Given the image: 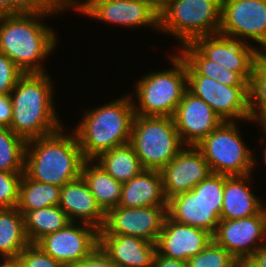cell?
Returning a JSON list of instances; mask_svg holds the SVG:
<instances>
[{
	"mask_svg": "<svg viewBox=\"0 0 266 267\" xmlns=\"http://www.w3.org/2000/svg\"><path fill=\"white\" fill-rule=\"evenodd\" d=\"M0 16H7V0H0Z\"/></svg>",
	"mask_w": 266,
	"mask_h": 267,
	"instance_id": "43",
	"label": "cell"
},
{
	"mask_svg": "<svg viewBox=\"0 0 266 267\" xmlns=\"http://www.w3.org/2000/svg\"><path fill=\"white\" fill-rule=\"evenodd\" d=\"M94 161L121 183L128 182L144 170L130 143L103 152Z\"/></svg>",
	"mask_w": 266,
	"mask_h": 267,
	"instance_id": "25",
	"label": "cell"
},
{
	"mask_svg": "<svg viewBox=\"0 0 266 267\" xmlns=\"http://www.w3.org/2000/svg\"><path fill=\"white\" fill-rule=\"evenodd\" d=\"M261 131L263 132V134H262L263 137L261 135V138L259 139L260 140L259 143H262V142L265 143V147L264 146L262 147V149L264 148L263 151H262L263 152V154H262L263 155V159L262 160L264 161V165H266V142H265L266 141V137H265V135H266V125H261V130L259 132H261Z\"/></svg>",
	"mask_w": 266,
	"mask_h": 267,
	"instance_id": "42",
	"label": "cell"
},
{
	"mask_svg": "<svg viewBox=\"0 0 266 267\" xmlns=\"http://www.w3.org/2000/svg\"><path fill=\"white\" fill-rule=\"evenodd\" d=\"M52 80L47 72L23 74L9 94L12 105L9 128L26 141L52 134L64 126L55 111L56 90Z\"/></svg>",
	"mask_w": 266,
	"mask_h": 267,
	"instance_id": "2",
	"label": "cell"
},
{
	"mask_svg": "<svg viewBox=\"0 0 266 267\" xmlns=\"http://www.w3.org/2000/svg\"><path fill=\"white\" fill-rule=\"evenodd\" d=\"M166 216L167 206H117L105 213V223L99 234L135 236L156 243Z\"/></svg>",
	"mask_w": 266,
	"mask_h": 267,
	"instance_id": "14",
	"label": "cell"
},
{
	"mask_svg": "<svg viewBox=\"0 0 266 267\" xmlns=\"http://www.w3.org/2000/svg\"><path fill=\"white\" fill-rule=\"evenodd\" d=\"M23 74L10 58L0 52V95H9Z\"/></svg>",
	"mask_w": 266,
	"mask_h": 267,
	"instance_id": "36",
	"label": "cell"
},
{
	"mask_svg": "<svg viewBox=\"0 0 266 267\" xmlns=\"http://www.w3.org/2000/svg\"><path fill=\"white\" fill-rule=\"evenodd\" d=\"M23 173L0 171V209L17 206Z\"/></svg>",
	"mask_w": 266,
	"mask_h": 267,
	"instance_id": "34",
	"label": "cell"
},
{
	"mask_svg": "<svg viewBox=\"0 0 266 267\" xmlns=\"http://www.w3.org/2000/svg\"><path fill=\"white\" fill-rule=\"evenodd\" d=\"M192 43L209 60L237 72L250 83L255 63L261 54L255 45L219 33L197 37Z\"/></svg>",
	"mask_w": 266,
	"mask_h": 267,
	"instance_id": "16",
	"label": "cell"
},
{
	"mask_svg": "<svg viewBox=\"0 0 266 267\" xmlns=\"http://www.w3.org/2000/svg\"><path fill=\"white\" fill-rule=\"evenodd\" d=\"M29 244L23 214L16 207L0 209L1 258H17L19 253Z\"/></svg>",
	"mask_w": 266,
	"mask_h": 267,
	"instance_id": "26",
	"label": "cell"
},
{
	"mask_svg": "<svg viewBox=\"0 0 266 267\" xmlns=\"http://www.w3.org/2000/svg\"><path fill=\"white\" fill-rule=\"evenodd\" d=\"M54 14L58 17L61 12L0 16V52L24 74L46 73L44 61L58 48L59 38L44 20Z\"/></svg>",
	"mask_w": 266,
	"mask_h": 267,
	"instance_id": "1",
	"label": "cell"
},
{
	"mask_svg": "<svg viewBox=\"0 0 266 267\" xmlns=\"http://www.w3.org/2000/svg\"><path fill=\"white\" fill-rule=\"evenodd\" d=\"M153 267H187V262L179 259H170L156 252Z\"/></svg>",
	"mask_w": 266,
	"mask_h": 267,
	"instance_id": "39",
	"label": "cell"
},
{
	"mask_svg": "<svg viewBox=\"0 0 266 267\" xmlns=\"http://www.w3.org/2000/svg\"><path fill=\"white\" fill-rule=\"evenodd\" d=\"M153 2L158 8L165 2V0H150Z\"/></svg>",
	"mask_w": 266,
	"mask_h": 267,
	"instance_id": "44",
	"label": "cell"
},
{
	"mask_svg": "<svg viewBox=\"0 0 266 267\" xmlns=\"http://www.w3.org/2000/svg\"><path fill=\"white\" fill-rule=\"evenodd\" d=\"M67 131L63 126L52 134L27 141L24 162L27 177L62 187L81 176L85 158L76 135Z\"/></svg>",
	"mask_w": 266,
	"mask_h": 267,
	"instance_id": "3",
	"label": "cell"
},
{
	"mask_svg": "<svg viewBox=\"0 0 266 267\" xmlns=\"http://www.w3.org/2000/svg\"><path fill=\"white\" fill-rule=\"evenodd\" d=\"M247 261L253 267H266V244L259 247Z\"/></svg>",
	"mask_w": 266,
	"mask_h": 267,
	"instance_id": "40",
	"label": "cell"
},
{
	"mask_svg": "<svg viewBox=\"0 0 266 267\" xmlns=\"http://www.w3.org/2000/svg\"><path fill=\"white\" fill-rule=\"evenodd\" d=\"M180 55L201 75L226 86H249L237 73L209 60L192 42L179 47Z\"/></svg>",
	"mask_w": 266,
	"mask_h": 267,
	"instance_id": "27",
	"label": "cell"
},
{
	"mask_svg": "<svg viewBox=\"0 0 266 267\" xmlns=\"http://www.w3.org/2000/svg\"><path fill=\"white\" fill-rule=\"evenodd\" d=\"M21 267H65L61 262L54 260L37 244H29L17 257Z\"/></svg>",
	"mask_w": 266,
	"mask_h": 267,
	"instance_id": "35",
	"label": "cell"
},
{
	"mask_svg": "<svg viewBox=\"0 0 266 267\" xmlns=\"http://www.w3.org/2000/svg\"><path fill=\"white\" fill-rule=\"evenodd\" d=\"M70 10L69 0H7V15L17 13L63 12Z\"/></svg>",
	"mask_w": 266,
	"mask_h": 267,
	"instance_id": "33",
	"label": "cell"
},
{
	"mask_svg": "<svg viewBox=\"0 0 266 267\" xmlns=\"http://www.w3.org/2000/svg\"><path fill=\"white\" fill-rule=\"evenodd\" d=\"M26 145L9 127L0 126V171L24 172Z\"/></svg>",
	"mask_w": 266,
	"mask_h": 267,
	"instance_id": "31",
	"label": "cell"
},
{
	"mask_svg": "<svg viewBox=\"0 0 266 267\" xmlns=\"http://www.w3.org/2000/svg\"><path fill=\"white\" fill-rule=\"evenodd\" d=\"M69 267H117L110 257L97 246L87 257Z\"/></svg>",
	"mask_w": 266,
	"mask_h": 267,
	"instance_id": "37",
	"label": "cell"
},
{
	"mask_svg": "<svg viewBox=\"0 0 266 267\" xmlns=\"http://www.w3.org/2000/svg\"><path fill=\"white\" fill-rule=\"evenodd\" d=\"M240 263L212 240L201 252L187 260V267H239Z\"/></svg>",
	"mask_w": 266,
	"mask_h": 267,
	"instance_id": "32",
	"label": "cell"
},
{
	"mask_svg": "<svg viewBox=\"0 0 266 267\" xmlns=\"http://www.w3.org/2000/svg\"><path fill=\"white\" fill-rule=\"evenodd\" d=\"M213 240L204 229L181 224L165 217L156 241V252L170 259L187 260L201 252Z\"/></svg>",
	"mask_w": 266,
	"mask_h": 267,
	"instance_id": "19",
	"label": "cell"
},
{
	"mask_svg": "<svg viewBox=\"0 0 266 267\" xmlns=\"http://www.w3.org/2000/svg\"><path fill=\"white\" fill-rule=\"evenodd\" d=\"M167 58L172 68L145 74L135 83V93H129L136 115L174 116L187 90L186 60L175 52ZM134 95L137 102L133 100Z\"/></svg>",
	"mask_w": 266,
	"mask_h": 267,
	"instance_id": "5",
	"label": "cell"
},
{
	"mask_svg": "<svg viewBox=\"0 0 266 267\" xmlns=\"http://www.w3.org/2000/svg\"><path fill=\"white\" fill-rule=\"evenodd\" d=\"M219 34L266 53V0H222Z\"/></svg>",
	"mask_w": 266,
	"mask_h": 267,
	"instance_id": "12",
	"label": "cell"
},
{
	"mask_svg": "<svg viewBox=\"0 0 266 267\" xmlns=\"http://www.w3.org/2000/svg\"><path fill=\"white\" fill-rule=\"evenodd\" d=\"M212 238L239 262L247 261L259 247L266 244L265 208L254 216L220 220Z\"/></svg>",
	"mask_w": 266,
	"mask_h": 267,
	"instance_id": "13",
	"label": "cell"
},
{
	"mask_svg": "<svg viewBox=\"0 0 266 267\" xmlns=\"http://www.w3.org/2000/svg\"><path fill=\"white\" fill-rule=\"evenodd\" d=\"M128 94L85 110L84 117L71 129L85 160H94L101 153L130 142L135 111Z\"/></svg>",
	"mask_w": 266,
	"mask_h": 267,
	"instance_id": "4",
	"label": "cell"
},
{
	"mask_svg": "<svg viewBox=\"0 0 266 267\" xmlns=\"http://www.w3.org/2000/svg\"><path fill=\"white\" fill-rule=\"evenodd\" d=\"M144 169L161 171L186 145L173 117L134 116L129 142Z\"/></svg>",
	"mask_w": 266,
	"mask_h": 267,
	"instance_id": "8",
	"label": "cell"
},
{
	"mask_svg": "<svg viewBox=\"0 0 266 267\" xmlns=\"http://www.w3.org/2000/svg\"><path fill=\"white\" fill-rule=\"evenodd\" d=\"M99 246L117 267H153L155 243L135 236L99 234Z\"/></svg>",
	"mask_w": 266,
	"mask_h": 267,
	"instance_id": "21",
	"label": "cell"
},
{
	"mask_svg": "<svg viewBox=\"0 0 266 267\" xmlns=\"http://www.w3.org/2000/svg\"><path fill=\"white\" fill-rule=\"evenodd\" d=\"M58 206L66 213L70 222L86 223L98 230L103 228L105 212L96 203L82 176L61 187Z\"/></svg>",
	"mask_w": 266,
	"mask_h": 267,
	"instance_id": "20",
	"label": "cell"
},
{
	"mask_svg": "<svg viewBox=\"0 0 266 267\" xmlns=\"http://www.w3.org/2000/svg\"><path fill=\"white\" fill-rule=\"evenodd\" d=\"M12 121V105L9 95H0V126L9 127Z\"/></svg>",
	"mask_w": 266,
	"mask_h": 267,
	"instance_id": "38",
	"label": "cell"
},
{
	"mask_svg": "<svg viewBox=\"0 0 266 267\" xmlns=\"http://www.w3.org/2000/svg\"><path fill=\"white\" fill-rule=\"evenodd\" d=\"M60 191L61 187L58 185L35 181L23 173L16 208L24 216L28 211L58 205Z\"/></svg>",
	"mask_w": 266,
	"mask_h": 267,
	"instance_id": "28",
	"label": "cell"
},
{
	"mask_svg": "<svg viewBox=\"0 0 266 267\" xmlns=\"http://www.w3.org/2000/svg\"><path fill=\"white\" fill-rule=\"evenodd\" d=\"M239 267H253L248 261H244L240 263Z\"/></svg>",
	"mask_w": 266,
	"mask_h": 267,
	"instance_id": "45",
	"label": "cell"
},
{
	"mask_svg": "<svg viewBox=\"0 0 266 267\" xmlns=\"http://www.w3.org/2000/svg\"><path fill=\"white\" fill-rule=\"evenodd\" d=\"M176 129L185 145L196 146L223 121L212 108L188 89L173 116Z\"/></svg>",
	"mask_w": 266,
	"mask_h": 267,
	"instance_id": "18",
	"label": "cell"
},
{
	"mask_svg": "<svg viewBox=\"0 0 266 267\" xmlns=\"http://www.w3.org/2000/svg\"><path fill=\"white\" fill-rule=\"evenodd\" d=\"M222 0H167L159 7V31L181 47L197 37L219 33Z\"/></svg>",
	"mask_w": 266,
	"mask_h": 267,
	"instance_id": "6",
	"label": "cell"
},
{
	"mask_svg": "<svg viewBox=\"0 0 266 267\" xmlns=\"http://www.w3.org/2000/svg\"><path fill=\"white\" fill-rule=\"evenodd\" d=\"M163 192L172 196L193 190L212 172L196 146L186 145L161 171Z\"/></svg>",
	"mask_w": 266,
	"mask_h": 267,
	"instance_id": "17",
	"label": "cell"
},
{
	"mask_svg": "<svg viewBox=\"0 0 266 267\" xmlns=\"http://www.w3.org/2000/svg\"><path fill=\"white\" fill-rule=\"evenodd\" d=\"M226 175L211 173L193 190L167 200V216L175 222L214 234L223 206Z\"/></svg>",
	"mask_w": 266,
	"mask_h": 267,
	"instance_id": "7",
	"label": "cell"
},
{
	"mask_svg": "<svg viewBox=\"0 0 266 267\" xmlns=\"http://www.w3.org/2000/svg\"><path fill=\"white\" fill-rule=\"evenodd\" d=\"M84 16L127 28L152 27L159 31V8L150 0H69Z\"/></svg>",
	"mask_w": 266,
	"mask_h": 267,
	"instance_id": "10",
	"label": "cell"
},
{
	"mask_svg": "<svg viewBox=\"0 0 266 267\" xmlns=\"http://www.w3.org/2000/svg\"><path fill=\"white\" fill-rule=\"evenodd\" d=\"M187 89L203 99L222 121L252 122L249 111V86H226L201 76L187 61Z\"/></svg>",
	"mask_w": 266,
	"mask_h": 267,
	"instance_id": "11",
	"label": "cell"
},
{
	"mask_svg": "<svg viewBox=\"0 0 266 267\" xmlns=\"http://www.w3.org/2000/svg\"><path fill=\"white\" fill-rule=\"evenodd\" d=\"M253 174L226 175L220 220H233L254 216L264 208V202L252 192Z\"/></svg>",
	"mask_w": 266,
	"mask_h": 267,
	"instance_id": "22",
	"label": "cell"
},
{
	"mask_svg": "<svg viewBox=\"0 0 266 267\" xmlns=\"http://www.w3.org/2000/svg\"><path fill=\"white\" fill-rule=\"evenodd\" d=\"M81 176L95 197L96 203L105 213L118 206L123 183L116 181L94 160L83 162Z\"/></svg>",
	"mask_w": 266,
	"mask_h": 267,
	"instance_id": "24",
	"label": "cell"
},
{
	"mask_svg": "<svg viewBox=\"0 0 266 267\" xmlns=\"http://www.w3.org/2000/svg\"><path fill=\"white\" fill-rule=\"evenodd\" d=\"M0 267H21L18 258H0Z\"/></svg>",
	"mask_w": 266,
	"mask_h": 267,
	"instance_id": "41",
	"label": "cell"
},
{
	"mask_svg": "<svg viewBox=\"0 0 266 267\" xmlns=\"http://www.w3.org/2000/svg\"><path fill=\"white\" fill-rule=\"evenodd\" d=\"M118 206L124 208L167 206L160 171L144 169L123 183Z\"/></svg>",
	"mask_w": 266,
	"mask_h": 267,
	"instance_id": "23",
	"label": "cell"
},
{
	"mask_svg": "<svg viewBox=\"0 0 266 267\" xmlns=\"http://www.w3.org/2000/svg\"><path fill=\"white\" fill-rule=\"evenodd\" d=\"M69 219L58 206L43 207L24 215L25 232L30 244H36L44 236L64 228Z\"/></svg>",
	"mask_w": 266,
	"mask_h": 267,
	"instance_id": "29",
	"label": "cell"
},
{
	"mask_svg": "<svg viewBox=\"0 0 266 267\" xmlns=\"http://www.w3.org/2000/svg\"><path fill=\"white\" fill-rule=\"evenodd\" d=\"M249 111L251 121L266 125V53H261L255 63L249 83Z\"/></svg>",
	"mask_w": 266,
	"mask_h": 267,
	"instance_id": "30",
	"label": "cell"
},
{
	"mask_svg": "<svg viewBox=\"0 0 266 267\" xmlns=\"http://www.w3.org/2000/svg\"><path fill=\"white\" fill-rule=\"evenodd\" d=\"M36 244L54 260L69 267L99 246V230L86 223L69 222L64 228L44 236Z\"/></svg>",
	"mask_w": 266,
	"mask_h": 267,
	"instance_id": "15",
	"label": "cell"
},
{
	"mask_svg": "<svg viewBox=\"0 0 266 267\" xmlns=\"http://www.w3.org/2000/svg\"><path fill=\"white\" fill-rule=\"evenodd\" d=\"M238 122L223 121L196 145L212 173L247 175L252 174L258 165L259 162L254 158L256 153L246 146Z\"/></svg>",
	"mask_w": 266,
	"mask_h": 267,
	"instance_id": "9",
	"label": "cell"
}]
</instances>
